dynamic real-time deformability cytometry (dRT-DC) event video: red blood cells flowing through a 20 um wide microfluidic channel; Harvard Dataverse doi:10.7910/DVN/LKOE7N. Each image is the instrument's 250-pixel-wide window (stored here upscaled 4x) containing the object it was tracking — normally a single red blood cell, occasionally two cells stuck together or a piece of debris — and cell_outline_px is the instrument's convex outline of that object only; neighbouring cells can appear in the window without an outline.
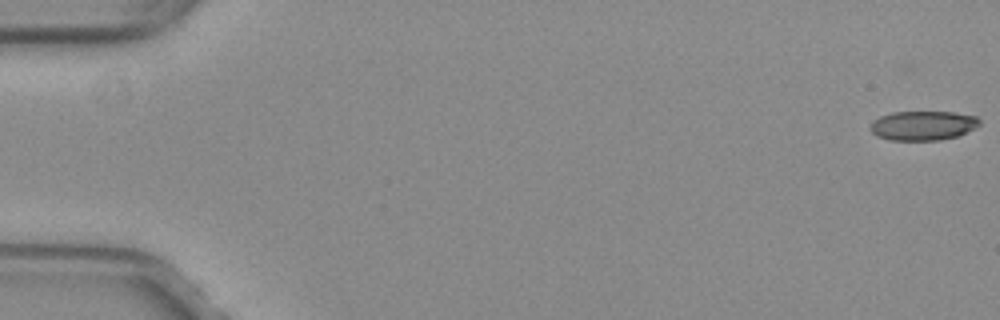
{"species": "common noctule bat (a hibernating species)", "species_latin": "Nyctalus noctula", "temperature_condition": "warm", "stored_images_in_passage": 53, "camera_frame_rate_fps": 3000, "um_per_image_px": 0.085, "animal": {"sex": "female", "body_mass_g": 29.2, "forearm_length_mm": 56.3}, "frame": {"image": 1, "passage_image": 1, "time_ms": 0.0, "image_size_px": [1000, 320], "cell_outline_px": [[980, 124], [956, 136], [940, 140], [888, 140], [876, 136], [868, 128], [872, 120], [880, 116], [892, 112], [952, 112], [976, 116], [980, 120]], "centroid_in_image_um": [78.37, 10.67], "position_along_channel_um": 6.6, "area_um2": 18.67}}
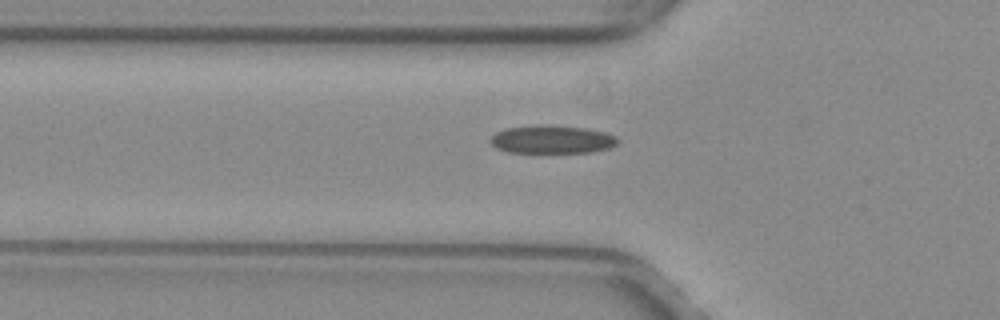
{"frame": {"image": 2, "passage_image": 19, "time_ms": 6.0, "image_size_px": [1000, 320], "cell_outline_px": [[620, 140], [616, 144], [608, 148], [592, 152], [508, 152], [496, 148], [488, 140], [496, 132], [504, 128], [536, 124], [548, 124], [588, 128], [604, 132], [616, 136]], "centroid_in_image_um": [46.9, 11.83], "position_along_channel_um": 78.9, "area_um2": 21.15}}
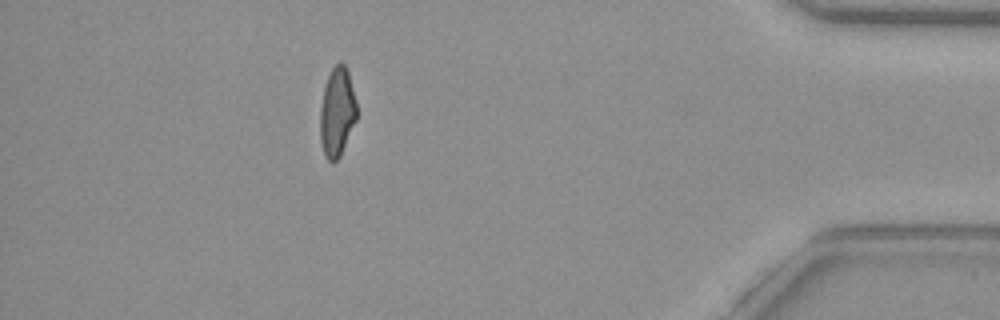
{"frame": {"image": 3, "passage_image": 47, "time_ms": 15.333, "image_size_px": [1000, 320], "cell_outline_px": [[356, 120], [340, 156], [332, 164], [324, 156], [320, 140], [320, 108], [324, 84], [332, 68], [340, 60], [344, 64], [348, 72], [356, 100]], "centroid_in_image_um": [28.63, 9.53], "position_along_channel_um": 406.6, "area_um2": 19.13}, "authors_computed_cell_mechanics": {"area_um2": 20.23, "velocity_mm_per_s": 4.0378, "shape_relaxation_time_tau1_ms": null, "shape_relaxation_time_tau2_ms": 2.1609, "deformation_change_tau1": null, "deformation_change_tau2": 0.0855}}